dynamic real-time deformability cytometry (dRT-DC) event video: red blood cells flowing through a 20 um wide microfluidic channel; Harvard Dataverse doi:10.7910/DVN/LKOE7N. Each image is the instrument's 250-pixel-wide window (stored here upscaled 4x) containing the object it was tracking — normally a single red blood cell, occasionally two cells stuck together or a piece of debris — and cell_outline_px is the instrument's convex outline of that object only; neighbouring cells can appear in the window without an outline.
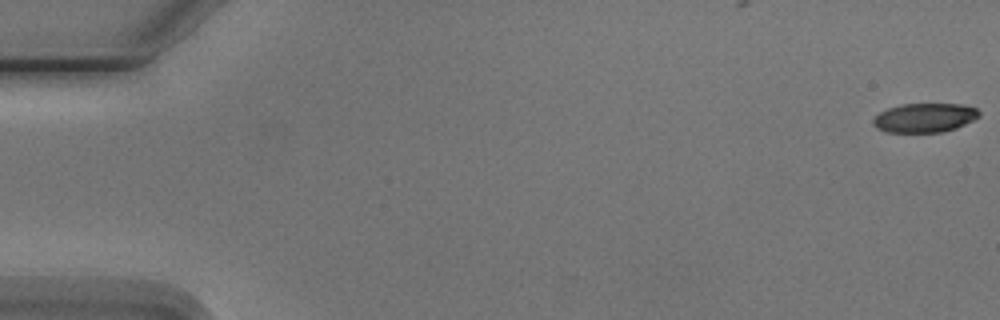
{"species": "Egyptian fruit bat (a non-hibernating species)", "species_latin": "Rousettus aegyptiacus", "temperature_condition": "cold", "stored_images_in_passage": 9, "camera_frame_rate_fps": 3000, "um_per_image_px": 0.085, "animal": {"sex": "male"}, "frame": {"image": 1, "passage_image": 1, "time_ms": 0.0, "image_size_px": [1000, 320], "cell_outline_px": [[980, 116], [956, 128], [944, 132], [884, 132], [876, 128], [872, 124], [872, 120], [880, 112], [888, 108], [900, 104], [964, 104], [976, 108], [980, 112]], "centroid_in_image_um": [78.58, 10.01], "position_along_channel_um": 6.4, "area_um2": 18.09}}
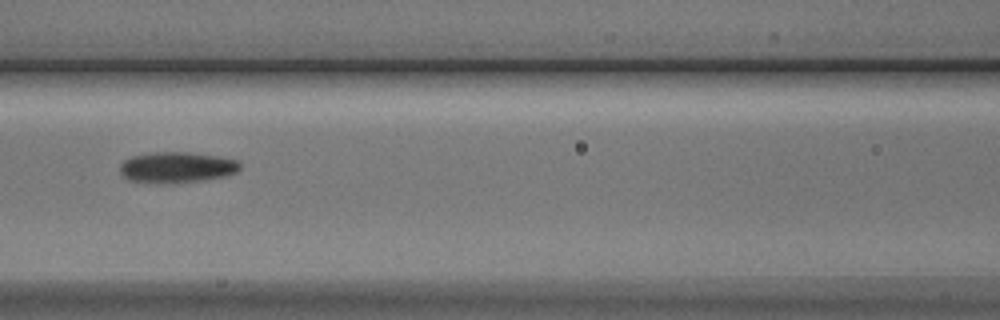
{"frame": {"image": 2, "passage_image": 7, "time_ms": 8.0, "image_size_px": [1000, 320], "cell_outline_px": [[240, 168], [236, 172], [224, 176], [200, 180], [172, 184], [160, 184], [128, 180], [120, 172], [120, 164], [124, 160], [132, 156], [156, 152], [188, 152], [220, 156], [240, 160]], "centroid_in_image_um": [15.03, 14.23], "position_along_channel_um": 151.6, "area_um2": 21.79}}
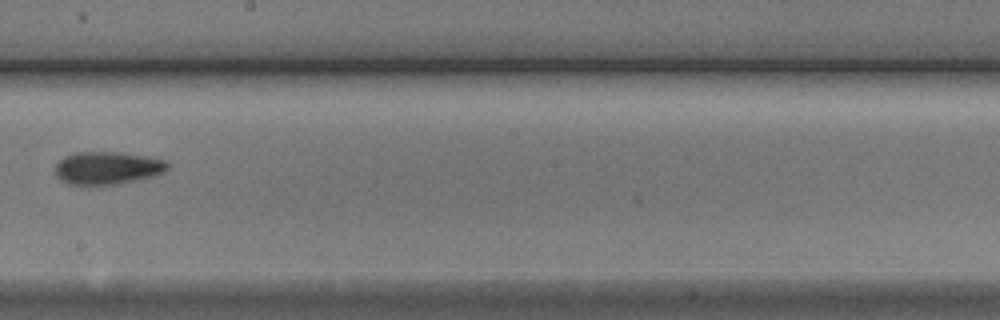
{"frame": {"image": 3, "passage_image": 9, "time_ms": 10.333, "image_size_px": [1000, 320], "cell_outline_px": [[168, 168], [164, 172], [156, 176], [116, 184], [68, 184], [60, 180], [56, 176], [56, 164], [64, 156], [76, 152], [120, 152], [144, 156], [164, 160], [168, 164]], "centroid_in_image_um": [9.12, 14.27], "position_along_channel_um": 239.1, "area_um2": 21.33}}